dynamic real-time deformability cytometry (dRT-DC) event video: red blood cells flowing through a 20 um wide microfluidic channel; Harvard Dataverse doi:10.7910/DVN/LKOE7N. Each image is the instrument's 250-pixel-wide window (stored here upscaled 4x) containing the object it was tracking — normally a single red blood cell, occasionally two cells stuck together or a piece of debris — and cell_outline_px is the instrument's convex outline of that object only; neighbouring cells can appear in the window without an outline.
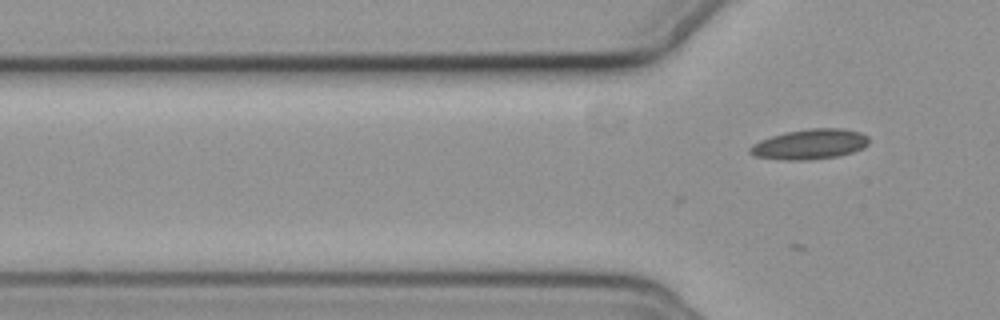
{"species": "common noctule bat (a hibernating species)", "species_latin": "Nyctalus noctula", "temperature_condition": "cold", "stored_images_in_passage": 2, "camera_frame_rate_fps": 3000, "um_per_image_px": 0.085, "animal": {"sex": "female", "body_mass_g": 19.3, "forearm_length_mm": 54.1}, "frame": {"image": 1, "passage_image": 2, "time_ms": 0.333, "image_size_px": [1000, 320], "cell_outline_px": [[868, 144], [864, 148], [840, 156], [804, 160], [784, 160], [756, 156], [748, 152], [748, 148], [752, 144], [760, 140], [784, 132], [808, 128], [844, 128], [860, 132], [868, 136]], "centroid_in_image_um": [68.84, 12.25], "position_along_channel_um": 57.0, "area_um2": 21.04}}